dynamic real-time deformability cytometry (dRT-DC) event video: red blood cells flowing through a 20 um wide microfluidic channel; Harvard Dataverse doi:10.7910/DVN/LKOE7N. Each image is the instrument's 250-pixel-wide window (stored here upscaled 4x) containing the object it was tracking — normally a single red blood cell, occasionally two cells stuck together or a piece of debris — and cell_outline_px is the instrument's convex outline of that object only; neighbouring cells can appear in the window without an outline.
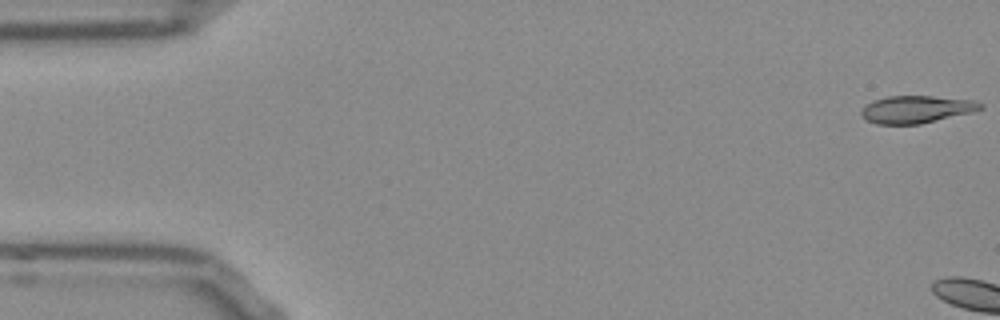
{"species": "Egyptian fruit bat (a non-hibernating species)", "species_latin": "Rousettus aegyptiacus", "temperature_condition": "room temperature", "stored_images_in_passage": 4, "camera_frame_rate_fps": 3000, "um_per_image_px": 0.085, "frame": {"image": 1, "passage_image": 1, "time_ms": 0.0, "image_size_px": [1000, 320], "cell_outline_px": [[984, 108], [972, 112], [920, 124], [876, 124], [864, 120], [860, 116], [860, 112], [872, 100], [888, 96], [932, 96], [976, 100], [984, 104]], "centroid_in_image_um": [77.89, 9.29], "position_along_channel_um": 7.1, "area_um2": 19.19}}